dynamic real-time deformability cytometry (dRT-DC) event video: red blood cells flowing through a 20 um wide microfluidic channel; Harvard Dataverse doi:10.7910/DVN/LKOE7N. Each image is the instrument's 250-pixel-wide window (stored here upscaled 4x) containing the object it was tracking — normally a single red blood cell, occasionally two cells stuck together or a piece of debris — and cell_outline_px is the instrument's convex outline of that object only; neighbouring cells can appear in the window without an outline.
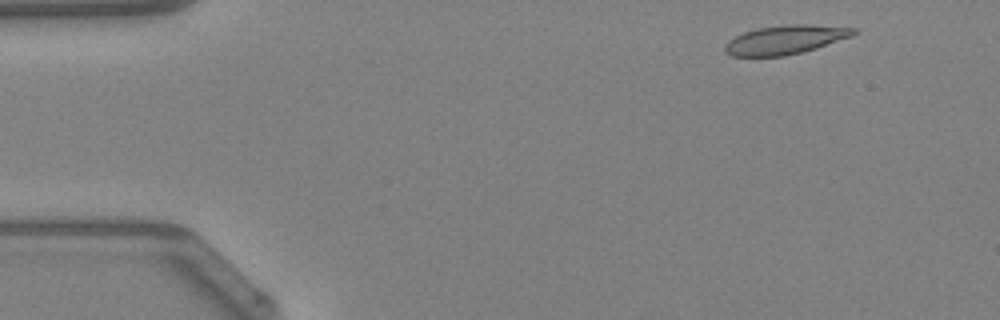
{"species": "Egyptian fruit bat (a non-hibernating species)", "species_latin": "Rousettus aegyptiacus", "temperature_condition": "warm", "stored_images_in_passage": 46, "camera_frame_rate_fps": 3000, "um_per_image_px": 0.085, "animal": {"sex": "female"}, "frame": {"image": 1, "passage_image": 3, "time_ms": 0.667, "image_size_px": [1000, 320], "cell_outline_px": [[856, 32], [852, 36], [816, 48], [784, 56], [732, 56], [724, 52], [724, 44], [728, 40], [744, 32], [756, 28], [784, 24], [812, 24], [856, 28]], "centroid_in_image_um": [66.72, 3.36], "position_along_channel_um": 18.3, "area_um2": 21.73}}
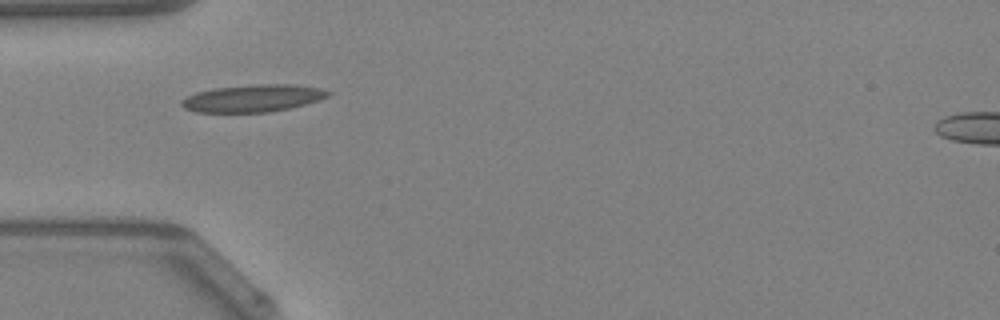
{"frame": {"image": 2, "passage_image": 13, "time_ms": 4.0, "image_size_px": [1000, 320], "cell_outline_px": [[332, 92], [328, 96], [304, 104], [288, 108], [268, 112], [196, 112], [184, 108], [180, 104], [180, 100], [196, 92], [212, 88], [256, 84], [292, 84], [320, 88]], "centroid_in_image_um": [21.45, 8.34], "position_along_channel_um": 63.6, "area_um2": 23.18}}
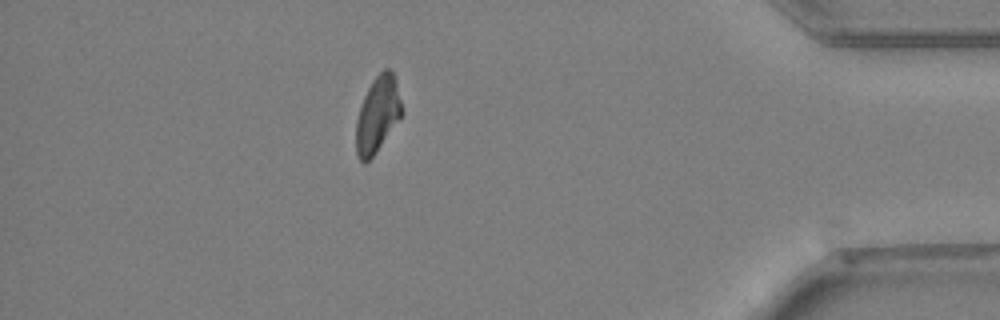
{"frame": {"image": 3, "passage_image": 40, "time_ms": 13.0, "image_size_px": [1000, 320], "cell_outline_px": [[404, 112], [376, 152], [364, 164], [360, 160], [356, 152], [356, 120], [364, 96], [372, 80], [384, 68], [388, 68], [396, 76]], "centroid_in_image_um": [32.12, 9.69], "position_along_channel_um": 403.1, "area_um2": 20.29}, "authors_computed_cell_mechanics": {"area_um2": 21.2415, "velocity_mm_per_s": 4.2712, "shape_relaxation_time_tau1_ms": 8.9503, "shape_relaxation_time_tau2_ms": 3.1946, "deformation_change_tau1": 0.2126, "deformation_change_tau2": 0.1338}}